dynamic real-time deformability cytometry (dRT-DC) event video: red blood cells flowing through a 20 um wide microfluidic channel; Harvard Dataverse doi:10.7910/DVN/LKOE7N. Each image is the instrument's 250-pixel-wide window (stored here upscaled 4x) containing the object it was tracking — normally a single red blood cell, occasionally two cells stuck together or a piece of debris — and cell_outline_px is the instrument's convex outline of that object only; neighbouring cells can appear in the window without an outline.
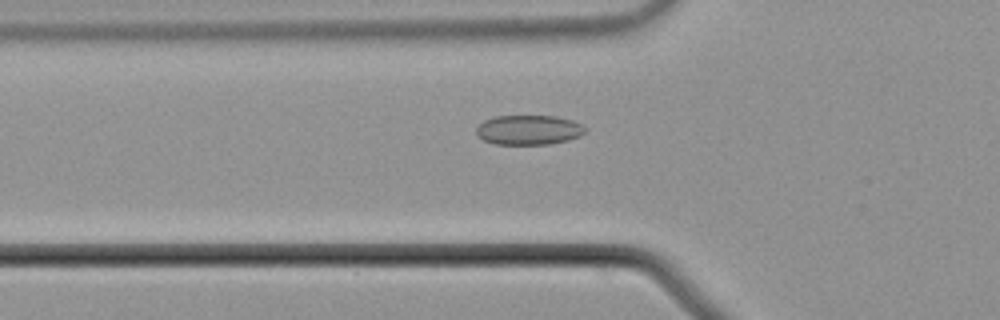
{"species": "common noctule bat (a hibernating species)", "species_latin": "Nyctalus noctula", "temperature_condition": "cold", "stored_images_in_passage": 55, "camera_frame_rate_fps": 3000, "um_per_image_px": 0.085, "animal": {"sex": "male", "body_mass_g": 21.5, "forearm_length_mm": 52.0}, "frame": {"image": 1, "passage_image": 19, "time_ms": 6.0, "image_size_px": [1000, 320], "cell_outline_px": [[588, 128], [580, 136], [568, 140], [548, 144], [496, 144], [484, 140], [476, 136], [476, 128], [484, 120], [496, 116], [556, 116], [572, 120]], "centroid_in_image_um": [44.94, 11.04], "position_along_channel_um": 80.9, "area_um2": 18.84}}
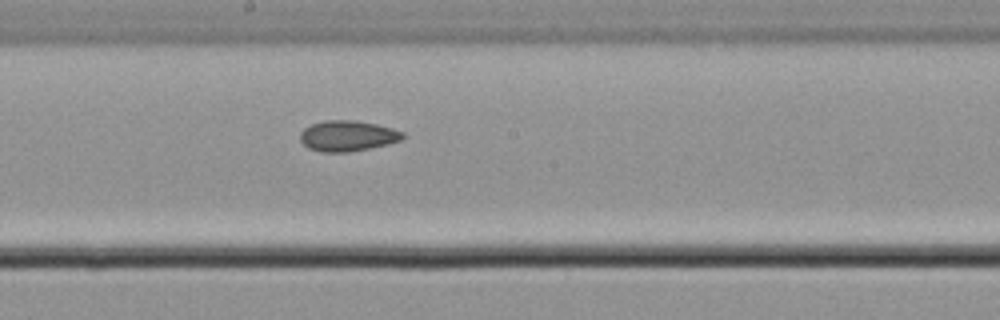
{"frame": {"image": 2, "passage_image": 30, "time_ms": 9.667, "image_size_px": [1000, 320], "cell_outline_px": [[404, 136], [400, 140], [388, 144], [348, 152], [320, 152], [308, 148], [300, 140], [300, 132], [304, 128], [312, 124], [324, 120], [356, 120], [376, 124], [392, 128], [404, 132]], "centroid_in_image_um": [29.52, 11.54], "position_along_channel_um": 218.7, "area_um2": 18.32}}
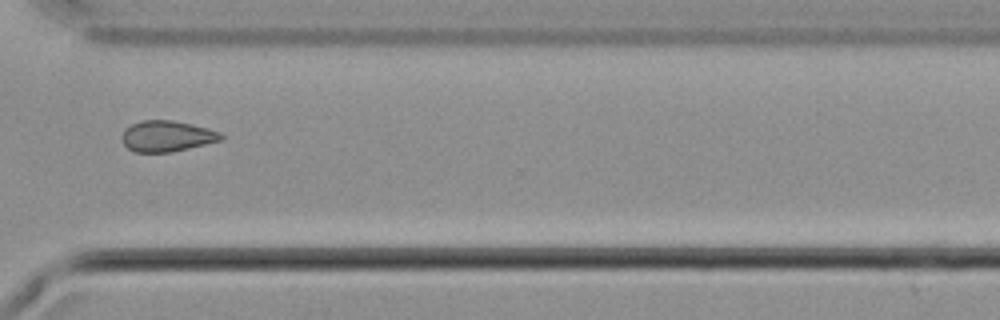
{"frame": {"image": 3, "passage_image": 41, "time_ms": 13.333, "image_size_px": [1000, 320], "cell_outline_px": [[224, 136], [220, 140], [172, 152], [136, 152], [128, 148], [120, 140], [120, 136], [124, 128], [140, 120], [172, 120], [192, 124], [208, 128], [220, 132]], "centroid_in_image_um": [14.13, 11.56], "position_along_channel_um": 356.5, "area_um2": 17.92}, "authors_computed_cell_mechanics": {"area_um2": 18.5538, "velocity_mm_per_s": 3.7516, "shape_relaxation_time_tau1_ms": null, "shape_relaxation_time_tau2_ms": 4.4995, "deformation_change_tau1": null, "deformation_change_tau2": 0.0897}}